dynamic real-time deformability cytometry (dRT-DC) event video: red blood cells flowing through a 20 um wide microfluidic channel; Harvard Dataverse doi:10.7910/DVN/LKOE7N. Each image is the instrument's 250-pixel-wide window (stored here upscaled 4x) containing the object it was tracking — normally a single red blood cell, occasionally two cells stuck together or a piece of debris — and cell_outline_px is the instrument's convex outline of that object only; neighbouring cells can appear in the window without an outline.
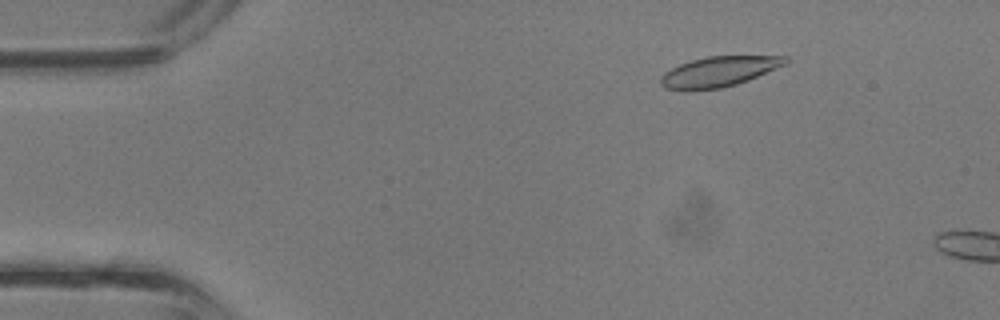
{"species": "common noctule bat (a hibernating species)", "species_latin": "Nyctalus noctula", "temperature_condition": "room temperature", "stored_images_in_passage": 8, "camera_frame_rate_fps": 3000, "um_per_image_px": 0.085, "animal": {"sex": "male", "body_mass_g": 13.3}, "frame": {"image": 1, "passage_image": 6, "time_ms": 1.667, "image_size_px": [1000, 320], "cell_outline_px": [[792, 60], [788, 64], [748, 80], [736, 84], [720, 88], [688, 92], [684, 92], [664, 88], [660, 84], [660, 76], [664, 72], [680, 64], [692, 60], [708, 56], [788, 56]], "centroid_in_image_um": [61.1, 6.11], "position_along_channel_um": 23.9, "area_um2": 22.48}}